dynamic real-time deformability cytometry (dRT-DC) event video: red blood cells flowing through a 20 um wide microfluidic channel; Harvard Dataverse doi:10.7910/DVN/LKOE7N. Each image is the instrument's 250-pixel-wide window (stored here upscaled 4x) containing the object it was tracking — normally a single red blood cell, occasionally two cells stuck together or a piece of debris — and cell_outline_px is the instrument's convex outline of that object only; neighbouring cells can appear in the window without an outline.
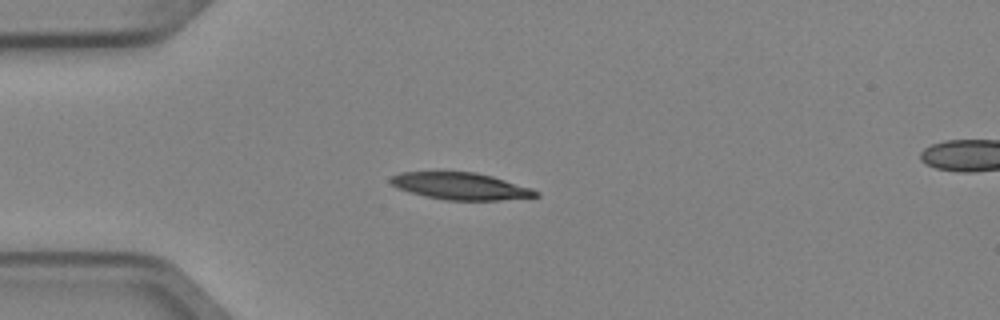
{"species": "Egyptian fruit bat (a non-hibernating species)", "species_latin": "Rousettus aegyptiacus", "temperature_condition": "cold", "stored_images_in_passage": 3, "camera_frame_rate_fps": 3000, "um_per_image_px": 0.085, "animal": {"sex": "female"}, "frame": {"image": 1, "passage_image": 3, "time_ms": 0.667, "image_size_px": [1000, 320], "cell_outline_px": [[540, 196], [500, 200], [448, 200], [424, 196], [400, 188], [392, 184], [388, 180], [392, 176], [400, 172], [476, 172], [492, 176], [532, 188], [540, 192]], "centroid_in_image_um": [39.19, 15.82], "position_along_channel_um": 45.8, "area_um2": 22.66}}